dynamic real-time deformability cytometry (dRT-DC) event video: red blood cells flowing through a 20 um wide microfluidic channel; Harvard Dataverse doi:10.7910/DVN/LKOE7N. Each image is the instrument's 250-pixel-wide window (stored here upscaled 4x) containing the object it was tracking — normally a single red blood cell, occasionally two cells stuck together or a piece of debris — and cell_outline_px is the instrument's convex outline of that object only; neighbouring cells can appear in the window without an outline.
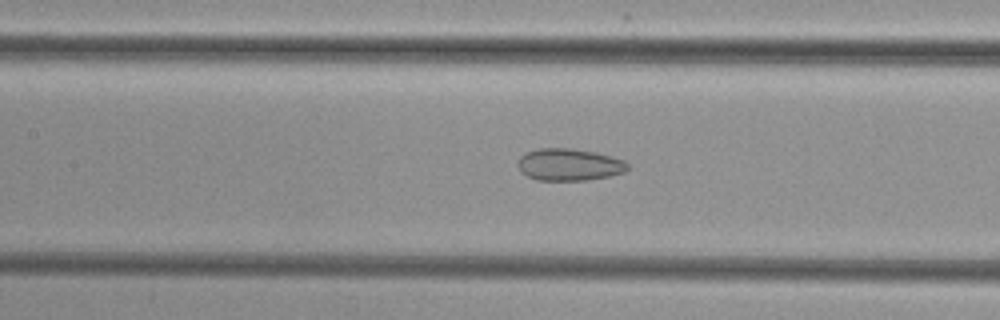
{"species": "common noctule bat (a hibernating species)", "species_latin": "Nyctalus noctula", "temperature_condition": "cold", "stored_images_in_passage": 42, "camera_frame_rate_fps": 3000, "um_per_image_px": 0.085, "animal": {"sex": "female", "body_mass_g": 29.2, "forearm_length_mm": 56.3}, "frame": {"image": 1, "passage_image": 24, "time_ms": 7.667, "image_size_px": [1000, 320], "cell_outline_px": [[628, 168], [624, 172], [608, 176], [588, 180], [536, 180], [520, 172], [516, 164], [520, 156], [524, 152], [540, 148], [568, 148], [596, 152], [624, 160], [628, 164]], "centroid_in_image_um": [48.33, 13.99], "position_along_channel_um": 159.1, "area_um2": 20.63}}
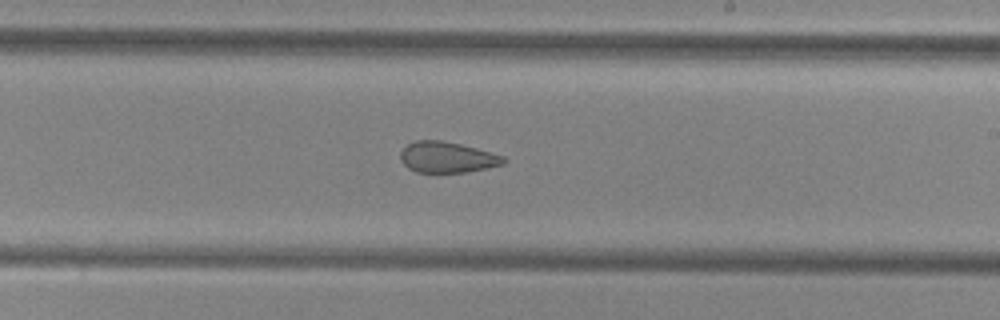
{"frame": {"image": 2, "passage_image": 31, "time_ms": 10.0, "image_size_px": [1000, 320], "cell_outline_px": [[508, 160], [504, 164], [488, 168], [468, 172], [416, 172], [408, 168], [400, 160], [400, 152], [408, 144], [416, 140], [440, 140], [460, 144], [476, 148], [504, 156]], "centroid_in_image_um": [38.02, 13.37], "position_along_channel_um": 251.0, "area_um2": 18.61}}
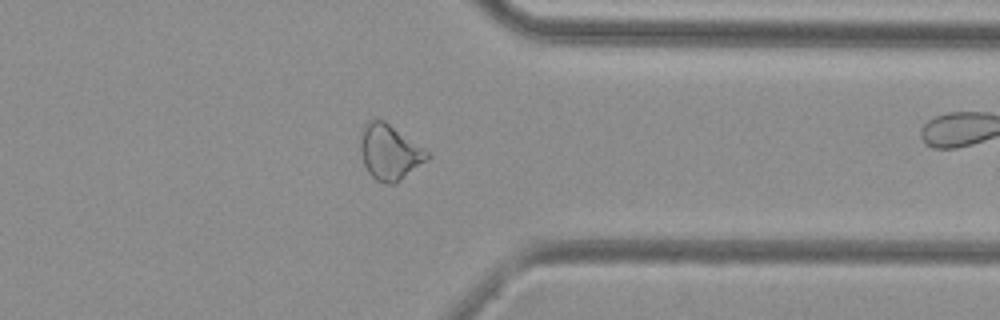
{"frame": {"image": 3, "passage_image": 41, "time_ms": 13.333, "image_size_px": [1000, 320], "cell_outline_px": [[432, 156], [428, 160], [396, 184], [384, 184], [376, 180], [368, 172], [364, 164], [360, 152], [360, 136], [368, 120], [384, 120], [424, 148]], "centroid_in_image_um": [33.13, 12.96], "position_along_channel_um": 378.3, "area_um2": 21.62}}